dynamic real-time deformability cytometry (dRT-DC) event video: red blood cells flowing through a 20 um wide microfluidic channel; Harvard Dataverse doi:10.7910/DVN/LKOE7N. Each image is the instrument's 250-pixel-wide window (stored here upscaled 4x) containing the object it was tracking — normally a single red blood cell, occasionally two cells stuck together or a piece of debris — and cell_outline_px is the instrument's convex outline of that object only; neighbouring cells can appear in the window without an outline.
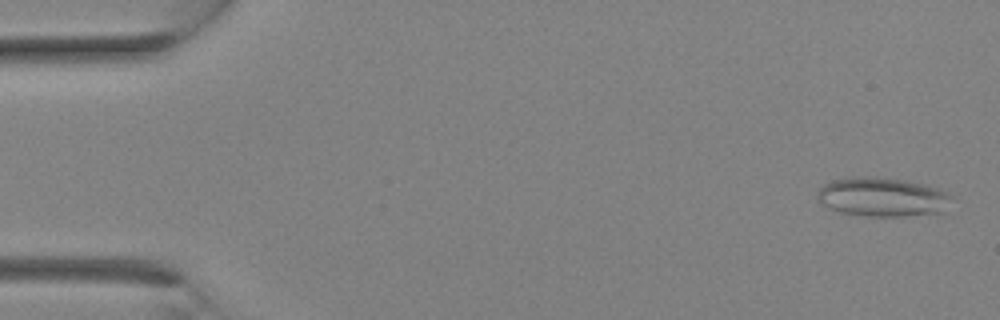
{"species": "Egyptian fruit bat (a non-hibernating species)", "species_latin": "Rousettus aegyptiacus", "temperature_condition": "room temperature", "stored_images_in_passage": 17, "camera_frame_rate_fps": 3000, "um_per_image_px": 0.085, "animal": {"sex": "female"}, "frame": {"image": 1, "passage_image": 1, "time_ms": 0.0, "image_size_px": [1000, 320], "cell_outline_px": [[956, 196], [944, 212], [904, 216], [864, 216], [840, 212], [828, 208], [820, 204], [816, 200], [816, 196], [820, 188], [824, 184], [832, 180], [856, 176], [872, 176], [904, 180], [924, 184], [948, 192]], "centroid_in_image_um": [75.02, 16.75], "position_along_channel_um": 10.0, "area_um2": 31.1}}
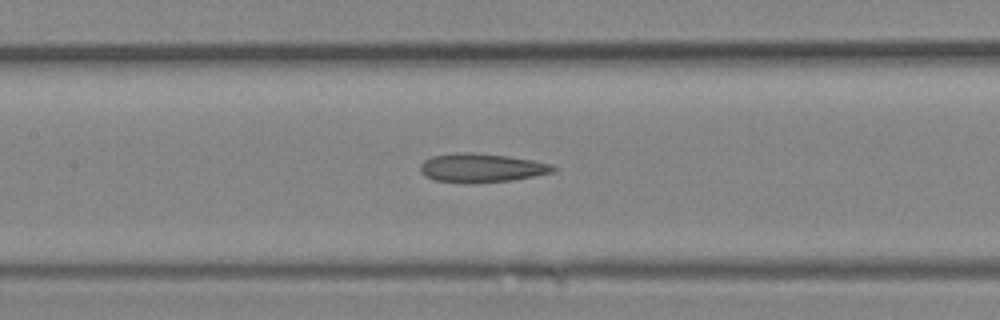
{"frame": {"image": 2, "passage_image": 13, "time_ms": 4.0, "image_size_px": [1000, 320], "cell_outline_px": [[560, 168], [552, 172], [512, 180], [436, 180], [424, 176], [420, 172], [420, 164], [424, 160], [432, 156], [464, 152], [472, 152], [508, 156], [532, 160], [552, 164]], "centroid_in_image_um": [40.96, 14.21], "position_along_channel_um": 166.4, "area_um2": 21.33}}
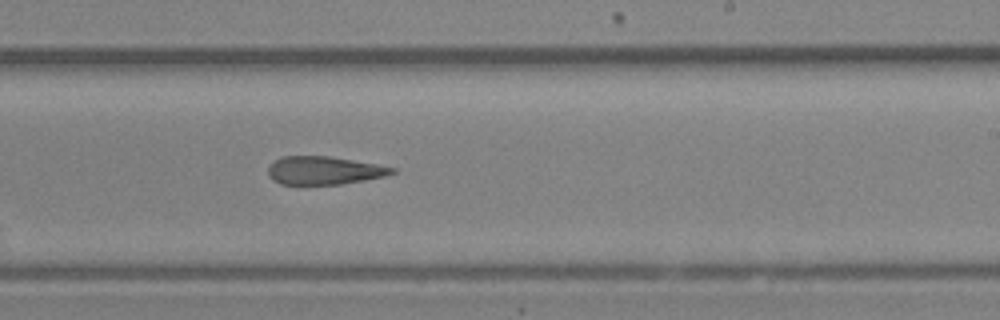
{"frame": {"image": 3, "passage_image": 17, "time_ms": 5.333, "image_size_px": [1000, 320], "cell_outline_px": [[396, 172], [384, 176], [364, 180], [340, 184], [280, 184], [272, 180], [268, 176], [268, 168], [276, 160], [284, 156], [328, 156], [376, 164], [396, 168]], "centroid_in_image_um": [27.53, 14.49], "position_along_channel_um": 261.5, "area_um2": 20.11}}